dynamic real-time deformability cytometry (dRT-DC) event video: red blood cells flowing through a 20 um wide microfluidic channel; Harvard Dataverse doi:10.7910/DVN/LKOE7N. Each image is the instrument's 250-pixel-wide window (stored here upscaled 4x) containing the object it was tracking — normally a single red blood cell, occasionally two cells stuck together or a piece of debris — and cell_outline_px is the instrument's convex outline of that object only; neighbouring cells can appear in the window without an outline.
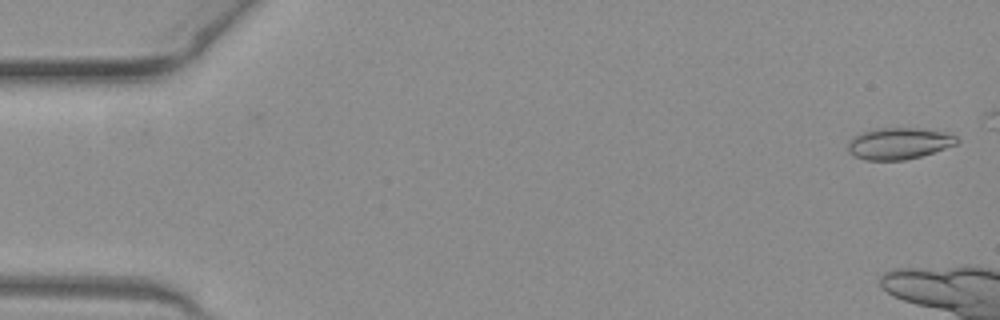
{"species": "common noctule bat (a hibernating species)", "species_latin": "Nyctalus noctula", "temperature_condition": "warm", "stored_images_in_passage": 7, "camera_frame_rate_fps": 3000, "um_per_image_px": 0.085, "animal": {"sex": "female", "body_mass_g": 19.3, "forearm_length_mm": 54.1}, "frame": {"image": 1, "passage_image": 2, "time_ms": 0.333, "image_size_px": [1000, 320], "cell_outline_px": [[960, 140], [956, 144], [920, 156], [904, 160], [864, 160], [848, 152], [848, 144], [860, 132], [880, 128], [920, 128], [944, 132], [956, 136]], "centroid_in_image_um": [76.41, 12.19], "position_along_channel_um": 8.6, "area_um2": 19.77}}